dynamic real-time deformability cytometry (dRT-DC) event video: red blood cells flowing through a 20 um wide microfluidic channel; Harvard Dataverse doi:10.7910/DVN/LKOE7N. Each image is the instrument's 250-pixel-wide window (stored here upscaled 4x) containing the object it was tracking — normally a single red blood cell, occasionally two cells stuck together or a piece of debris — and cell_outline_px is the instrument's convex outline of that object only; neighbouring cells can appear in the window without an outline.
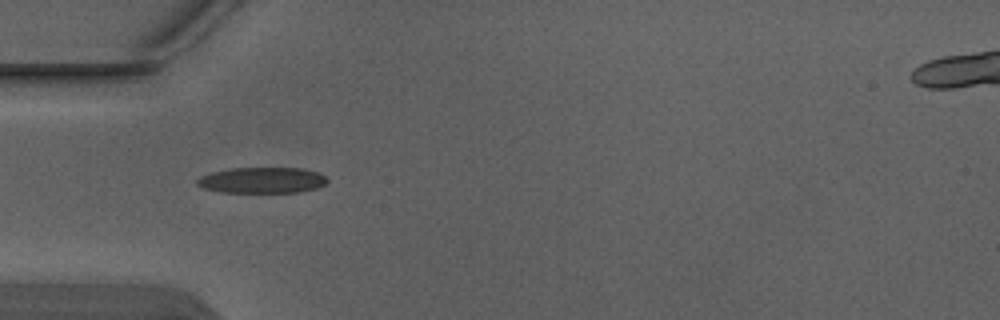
{"species": "Egyptian fruit bat (a non-hibernating species)", "species_latin": "Rousettus aegyptiacus", "temperature_condition": "warm", "stored_images_in_passage": 4, "camera_frame_rate_fps": 3000, "um_per_image_px": 0.085, "animal": {"sex": "male"}, "frame": {"image": 1, "passage_image": 1, "time_ms": 0.0, "image_size_px": [1000, 320], "cell_outline_px": [[328, 180], [324, 184], [316, 188], [296, 192], [220, 192], [204, 188], [196, 184], [196, 180], [200, 176], [212, 172], [232, 168], [304, 168], [320, 172]], "centroid_in_image_um": [22.27, 15.31], "position_along_channel_um": 62.7, "area_um2": 19.59}}
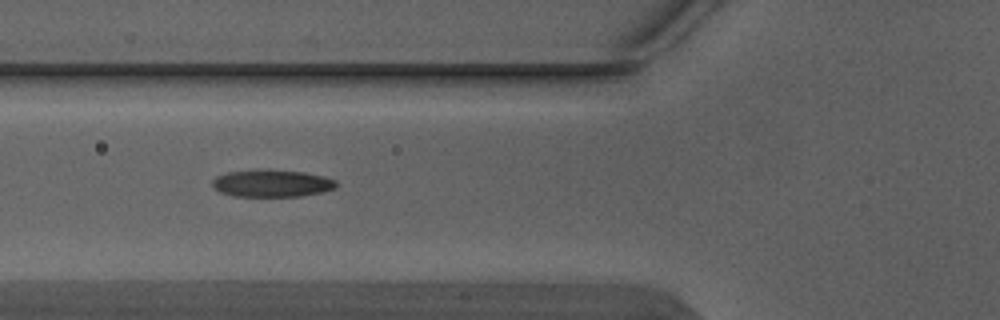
{"frame": {"image": 2, "passage_image": 2, "time_ms": 0.333, "image_size_px": [1000, 320], "cell_outline_px": [[336, 188], [324, 192], [300, 196], [232, 196], [220, 192], [212, 188], [212, 180], [216, 176], [228, 172], [304, 172], [324, 176], [336, 180]], "centroid_in_image_um": [23.12, 15.63], "position_along_channel_um": 102.7, "area_um2": 18.96}}
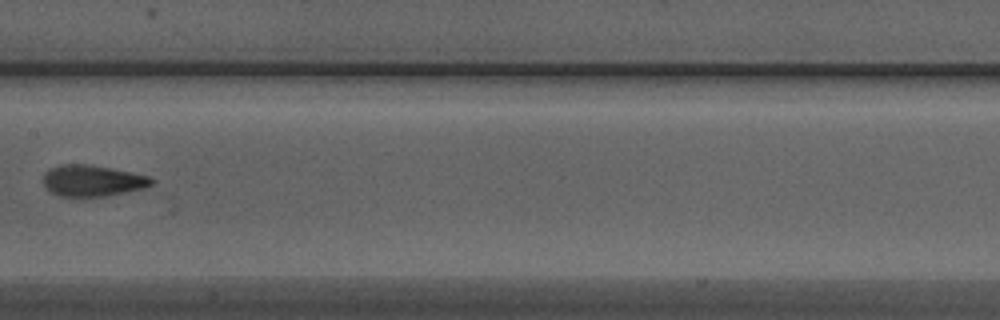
{"frame": {"image": 3, "passage_image": 4, "time_ms": 1.0, "image_size_px": [1000, 320], "cell_outline_px": [[156, 180], [152, 184], [144, 188], [104, 196], [60, 196], [52, 192], [44, 184], [44, 172], [48, 168], [60, 164], [88, 164], [112, 168], [132, 172], [148, 176]], "centroid_in_image_um": [7.86, 15.34], "position_along_channel_um": 199.5, "area_um2": 19.65}}